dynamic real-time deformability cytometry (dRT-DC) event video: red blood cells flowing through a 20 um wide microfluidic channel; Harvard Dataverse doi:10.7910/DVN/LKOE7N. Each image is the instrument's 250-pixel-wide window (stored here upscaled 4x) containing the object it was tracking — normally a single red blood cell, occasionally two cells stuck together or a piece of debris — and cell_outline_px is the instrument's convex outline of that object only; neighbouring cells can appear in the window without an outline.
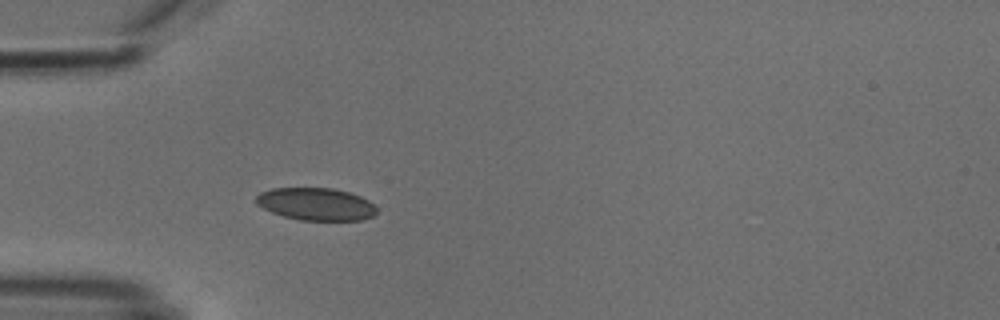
{"species": "common noctule bat (a hibernating species)", "species_latin": "Nyctalus noctula", "temperature_condition": "cold", "stored_images_in_passage": 3, "camera_frame_rate_fps": 3000, "um_per_image_px": 0.085, "animal": {"sex": "male", "body_mass_g": 18.8}, "frame": {"image": 1, "passage_image": 3, "time_ms": 2.333, "image_size_px": [1000, 320], "cell_outline_px": [[376, 212], [372, 216], [364, 220], [300, 220], [284, 216], [272, 212], [256, 204], [256, 196], [260, 192], [272, 188], [332, 188], [348, 192], [360, 196], [368, 200], [376, 208]], "centroid_in_image_um": [26.85, 17.34], "position_along_channel_um": 58.2, "area_um2": 22.72}}